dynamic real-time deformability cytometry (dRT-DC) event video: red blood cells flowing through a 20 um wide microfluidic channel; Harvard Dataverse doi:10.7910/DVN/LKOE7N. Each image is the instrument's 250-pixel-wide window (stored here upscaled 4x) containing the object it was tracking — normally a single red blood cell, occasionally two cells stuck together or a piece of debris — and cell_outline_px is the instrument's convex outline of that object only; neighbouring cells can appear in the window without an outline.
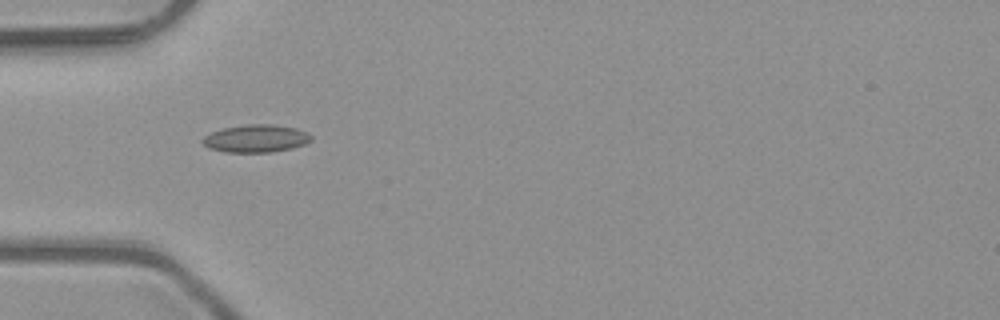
{"species": "common noctule bat (a hibernating species)", "species_latin": "Nyctalus noctula", "temperature_condition": "room temperature", "stored_images_in_passage": 3, "camera_frame_rate_fps": 3000, "um_per_image_px": 0.085, "animal": {"sex": "male", "body_mass_g": 23.1, "forearm_length_mm": 52.7}, "frame": {"image": 1, "passage_image": 1, "time_ms": 0.0, "image_size_px": [1000, 320], "cell_outline_px": [[312, 140], [304, 144], [292, 148], [268, 152], [228, 152], [208, 148], [200, 140], [204, 136], [212, 132], [224, 128], [248, 124], [272, 124], [296, 128], [308, 132], [312, 136]], "centroid_in_image_um": [21.77, 11.77], "position_along_channel_um": 63.2, "area_um2": 17.46}}
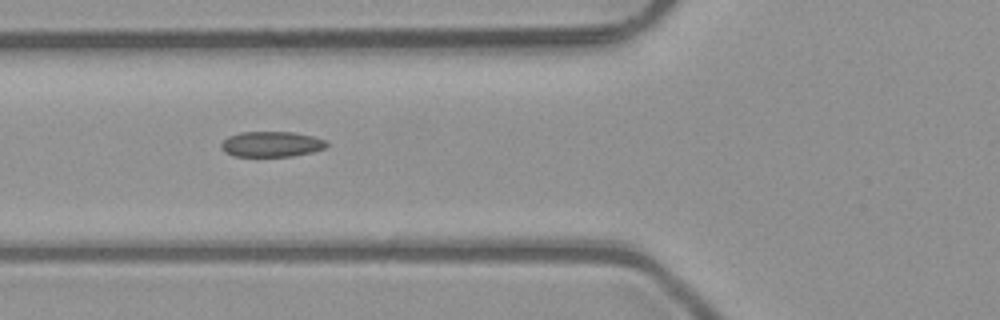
{"frame": {"image": 2, "passage_image": 2, "time_ms": 0.333, "image_size_px": [1000, 320], "cell_outline_px": [[328, 144], [324, 148], [312, 152], [292, 156], [236, 156], [224, 152], [220, 144], [228, 136], [240, 132], [292, 132], [312, 136], [324, 140]], "centroid_in_image_um": [23.05, 12.25], "position_along_channel_um": 102.8, "area_um2": 15.49}}
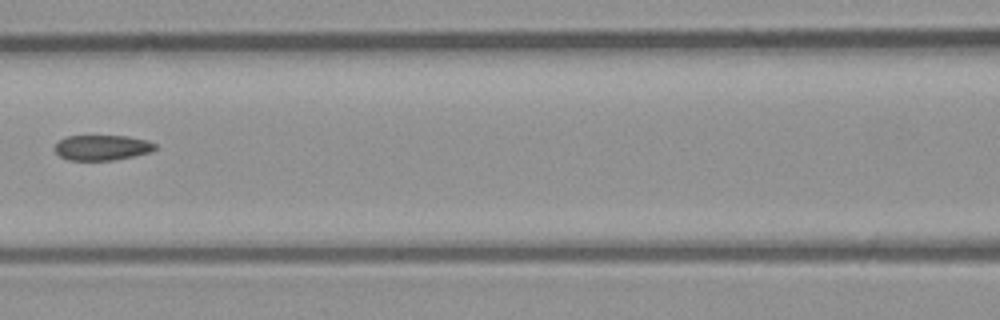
{"frame": {"image": 3, "passage_image": 3, "time_ms": 0.667, "image_size_px": [1000, 320], "cell_outline_px": [[156, 148], [152, 152], [112, 160], [68, 160], [60, 156], [52, 148], [60, 140], [68, 136], [128, 136], [144, 140], [156, 144]], "centroid_in_image_um": [8.65, 12.55], "position_along_channel_um": 157.9, "area_um2": 14.68}}